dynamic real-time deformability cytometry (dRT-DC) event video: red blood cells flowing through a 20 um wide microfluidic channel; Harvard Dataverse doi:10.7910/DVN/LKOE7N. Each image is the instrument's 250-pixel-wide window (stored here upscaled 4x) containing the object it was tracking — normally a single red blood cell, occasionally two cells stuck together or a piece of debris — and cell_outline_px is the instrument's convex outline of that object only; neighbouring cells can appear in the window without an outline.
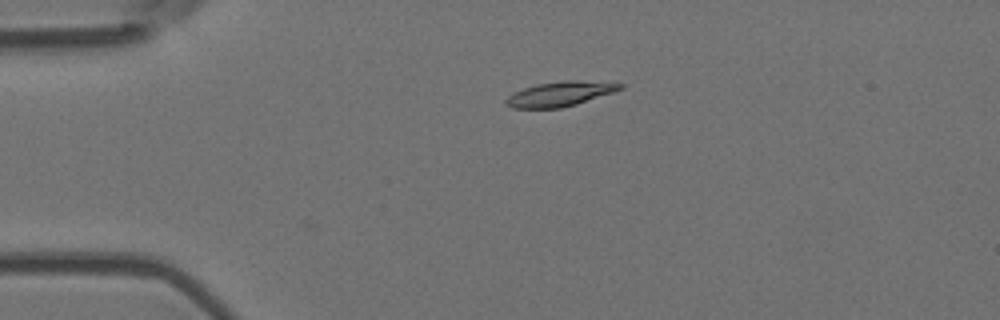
{"species": "Egyptian fruit bat (a non-hibernating species)", "species_latin": "Rousettus aegyptiacus", "temperature_condition": "room temperature", "stored_images_in_passage": 5, "camera_frame_rate_fps": 3000, "um_per_image_px": 0.085, "animal": {"sex": "female"}, "frame": {"image": 1, "passage_image": 4, "time_ms": 1.0, "image_size_px": [1000, 320], "cell_outline_px": [[624, 88], [576, 104], [560, 108], [512, 108], [504, 104], [504, 100], [512, 92], [536, 84], [564, 80], [580, 80], [624, 84]], "centroid_in_image_um": [47.54, 7.98], "position_along_channel_um": 37.5, "area_um2": 16.42}}